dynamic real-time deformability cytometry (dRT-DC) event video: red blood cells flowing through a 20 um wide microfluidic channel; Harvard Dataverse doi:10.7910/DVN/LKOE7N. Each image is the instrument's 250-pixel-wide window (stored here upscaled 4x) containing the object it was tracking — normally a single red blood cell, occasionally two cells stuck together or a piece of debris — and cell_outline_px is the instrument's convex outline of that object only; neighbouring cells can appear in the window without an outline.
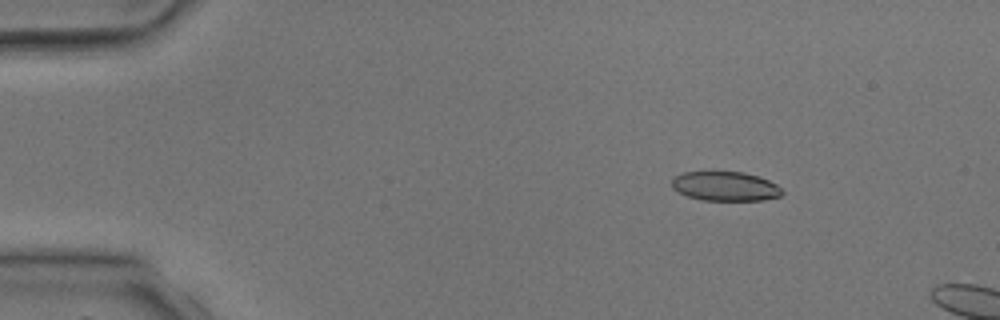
{"species": "common noctule bat (a hibernating species)", "species_latin": "Nyctalus noctula", "temperature_condition": "room temperature", "stored_images_in_passage": 3, "camera_frame_rate_fps": 3000, "um_per_image_px": 0.085, "animal": {"sex": "male", "body_mass_g": 17.9, "forearm_length_mm": 54.2}, "frame": {"image": 1, "passage_image": 2, "time_ms": 1.333, "image_size_px": [1000, 320], "cell_outline_px": [[784, 192], [780, 196], [764, 200], [704, 200], [688, 196], [676, 192], [672, 188], [672, 180], [676, 176], [684, 172], [712, 168], [744, 172], [768, 180], [776, 184]], "centroid_in_image_um": [61.59, 15.78], "position_along_channel_um": 23.4, "area_um2": 19.59}}